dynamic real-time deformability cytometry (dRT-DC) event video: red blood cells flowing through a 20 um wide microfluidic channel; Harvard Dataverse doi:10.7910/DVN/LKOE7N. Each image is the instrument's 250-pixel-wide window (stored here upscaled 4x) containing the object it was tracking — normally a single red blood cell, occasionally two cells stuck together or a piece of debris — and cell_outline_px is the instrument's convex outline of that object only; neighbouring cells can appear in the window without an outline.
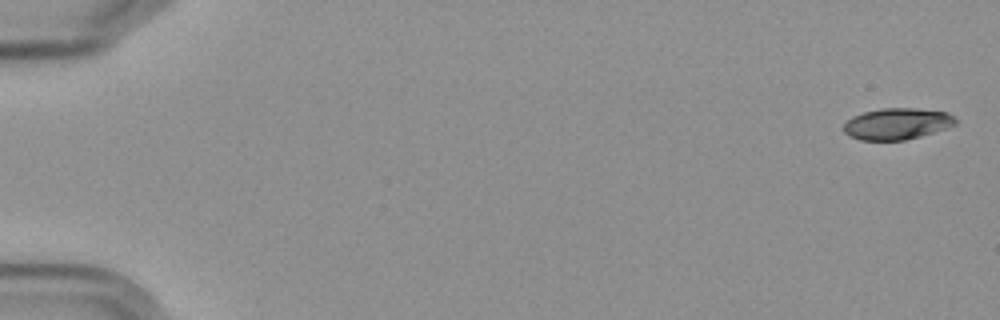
{"species": "Egyptian fruit bat (a non-hibernating species)", "species_latin": "Rousettus aegyptiacus", "temperature_condition": "cold", "stored_images_in_passage": 4, "camera_frame_rate_fps": 3000, "um_per_image_px": 0.085, "frame": {"image": 1, "passage_image": 1, "time_ms": 0.0, "image_size_px": [1000, 320], "cell_outline_px": [[956, 124], [920, 136], [904, 140], [860, 140], [848, 136], [844, 132], [844, 124], [852, 116], [864, 112], [880, 108], [916, 108], [948, 112], [956, 116]], "centroid_in_image_um": [76.24, 10.51], "position_along_channel_um": 8.8, "area_um2": 20.46}}